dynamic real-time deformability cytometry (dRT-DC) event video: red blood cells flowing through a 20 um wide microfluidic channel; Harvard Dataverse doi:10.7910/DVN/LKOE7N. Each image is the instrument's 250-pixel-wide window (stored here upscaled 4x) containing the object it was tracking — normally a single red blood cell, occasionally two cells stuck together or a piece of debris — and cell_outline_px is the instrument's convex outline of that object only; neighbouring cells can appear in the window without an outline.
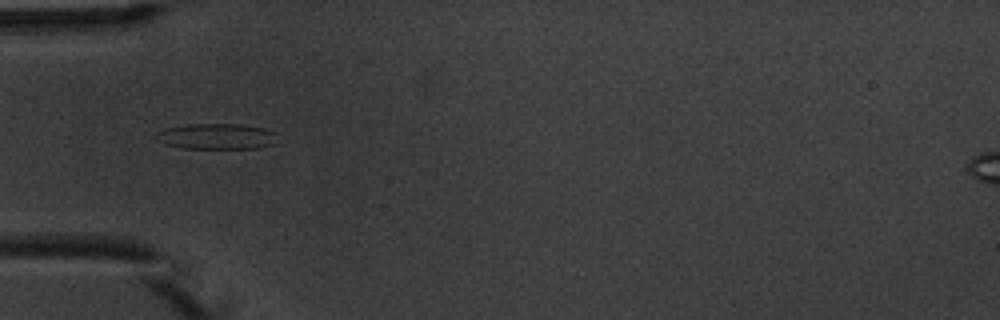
{"species": "common noctule bat (a hibernating species)", "species_latin": "Nyctalus noctula", "temperature_condition": "warm", "stored_images_in_passage": 7, "camera_frame_rate_fps": 3000, "um_per_image_px": 0.085, "animal": {"sex": "male", "body_mass_g": 20.1, "forearm_length_mm": 53.5}, "frame": {"image": 1, "passage_image": 5, "time_ms": 4.667, "image_size_px": [1000, 320], "cell_outline_px": [[276, 144], [260, 148], [184, 148], [164, 144], [156, 140], [152, 136], [156, 132], [164, 128], [184, 124], [244, 124], [264, 128], [276, 132]], "centroid_in_image_um": [18.38, 11.58], "position_along_channel_um": 66.6, "area_um2": 18.61}}
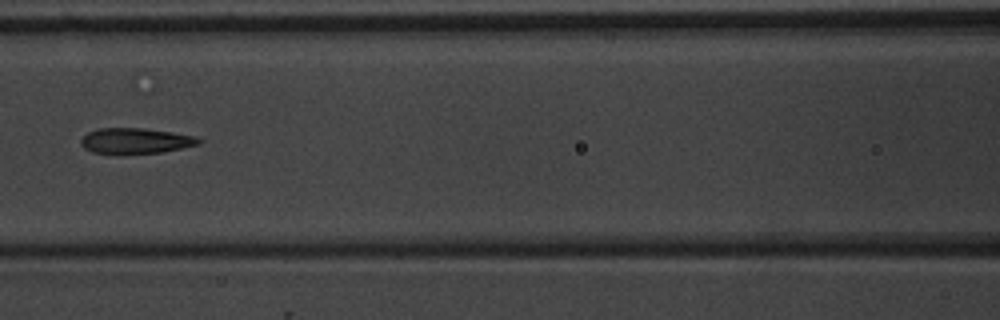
{"frame": {"image": 2, "passage_image": 7, "time_ms": 7.0, "image_size_px": [1000, 320], "cell_outline_px": [[204, 140], [200, 144], [160, 152], [116, 156], [92, 152], [84, 148], [80, 144], [80, 140], [88, 132], [100, 128], [144, 128], [172, 132], [196, 136]], "centroid_in_image_um": [11.49, 12.0], "position_along_channel_um": 155.1, "area_um2": 18.09}}